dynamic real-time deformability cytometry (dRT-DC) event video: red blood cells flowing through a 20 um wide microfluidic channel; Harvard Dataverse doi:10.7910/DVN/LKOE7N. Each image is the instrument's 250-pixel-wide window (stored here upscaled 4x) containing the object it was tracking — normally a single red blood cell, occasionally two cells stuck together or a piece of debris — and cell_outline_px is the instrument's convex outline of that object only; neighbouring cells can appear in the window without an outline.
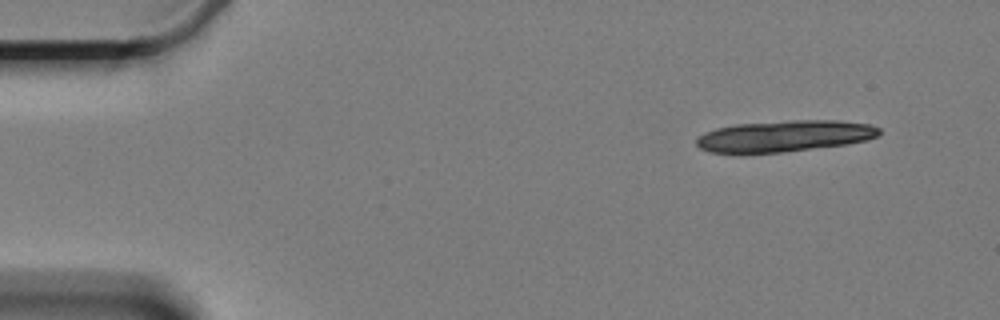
{"species": "Egyptian fruit bat (a non-hibernating species)", "species_latin": "Rousettus aegyptiacus", "temperature_condition": "cold", "stored_images_in_passage": 8, "camera_frame_rate_fps": 3000, "um_per_image_px": 0.085, "animal": {"sex": "female"}, "frame": {"image": 1, "passage_image": 1, "time_ms": 0.0, "image_size_px": [1000, 320], "cell_outline_px": [[880, 132], [876, 136], [864, 140], [844, 144], [780, 152], [740, 156], [708, 152], [700, 148], [696, 144], [696, 140], [704, 132], [716, 128], [736, 124], [792, 120], [836, 120], [872, 124], [880, 128]], "centroid_in_image_um": [66.57, 11.59], "position_along_channel_um": 18.4, "area_um2": 33.93}}
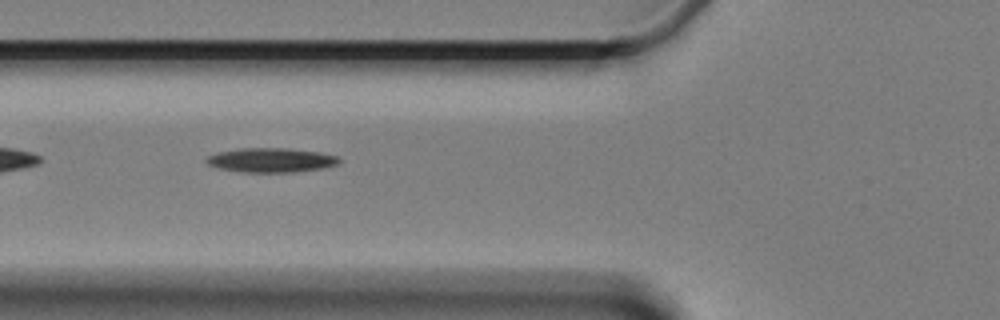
{"frame": {"image": 2, "passage_image": 6, "time_ms": 5.667, "image_size_px": [1000, 320], "cell_outline_px": [[340, 164], [320, 168], [292, 172], [244, 172], [220, 168], [208, 164], [204, 160], [208, 156], [220, 152], [240, 148], [288, 148], [320, 152], [336, 156], [340, 160]], "centroid_in_image_um": [23.05, 13.6], "position_along_channel_um": 102.7, "area_um2": 18.61}}
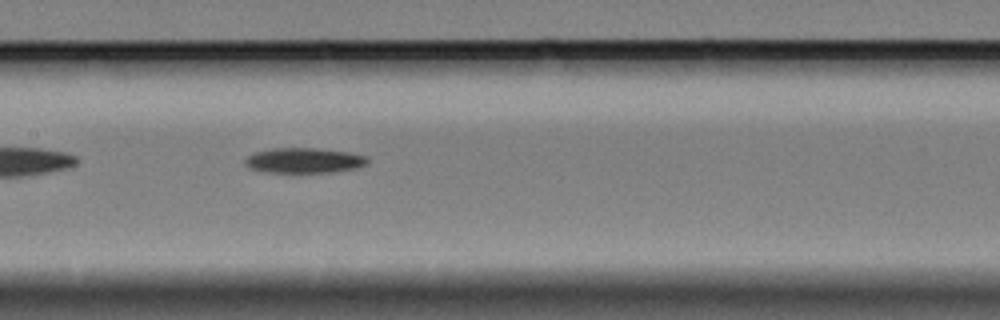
{"frame": {"image": 3, "passage_image": 8, "time_ms": 8.0, "image_size_px": [1000, 320], "cell_outline_px": [[368, 164], [360, 168], [332, 172], [268, 172], [248, 168], [244, 164], [244, 160], [252, 152], [272, 148], [312, 148], [348, 152], [368, 156]], "centroid_in_image_um": [25.85, 13.64], "position_along_channel_um": 181.5, "area_um2": 18.15}}